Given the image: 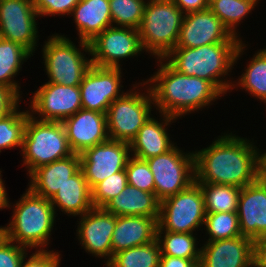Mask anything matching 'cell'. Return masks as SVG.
I'll list each match as a JSON object with an SVG mask.
<instances>
[{
    "label": "cell",
    "mask_w": 266,
    "mask_h": 267,
    "mask_svg": "<svg viewBox=\"0 0 266 267\" xmlns=\"http://www.w3.org/2000/svg\"><path fill=\"white\" fill-rule=\"evenodd\" d=\"M162 61L164 59H159L158 72L145 82L153 84L149 88L154 105L161 114L178 118L191 111L200 110L222 96L208 80L181 74Z\"/></svg>",
    "instance_id": "2"
},
{
    "label": "cell",
    "mask_w": 266,
    "mask_h": 267,
    "mask_svg": "<svg viewBox=\"0 0 266 267\" xmlns=\"http://www.w3.org/2000/svg\"><path fill=\"white\" fill-rule=\"evenodd\" d=\"M92 65L120 68L119 59L137 56L143 51L138 29L108 27L89 42Z\"/></svg>",
    "instance_id": "11"
},
{
    "label": "cell",
    "mask_w": 266,
    "mask_h": 267,
    "mask_svg": "<svg viewBox=\"0 0 266 267\" xmlns=\"http://www.w3.org/2000/svg\"><path fill=\"white\" fill-rule=\"evenodd\" d=\"M125 170L129 185L146 192L155 193L154 176L145 160L130 157Z\"/></svg>",
    "instance_id": "37"
},
{
    "label": "cell",
    "mask_w": 266,
    "mask_h": 267,
    "mask_svg": "<svg viewBox=\"0 0 266 267\" xmlns=\"http://www.w3.org/2000/svg\"><path fill=\"white\" fill-rule=\"evenodd\" d=\"M38 13L33 0H0V38L35 51Z\"/></svg>",
    "instance_id": "13"
},
{
    "label": "cell",
    "mask_w": 266,
    "mask_h": 267,
    "mask_svg": "<svg viewBox=\"0 0 266 267\" xmlns=\"http://www.w3.org/2000/svg\"><path fill=\"white\" fill-rule=\"evenodd\" d=\"M116 216L103 208L93 207L81 216L77 234L86 252L96 257H105L106 265L112 259V235ZM107 256V258H106Z\"/></svg>",
    "instance_id": "17"
},
{
    "label": "cell",
    "mask_w": 266,
    "mask_h": 267,
    "mask_svg": "<svg viewBox=\"0 0 266 267\" xmlns=\"http://www.w3.org/2000/svg\"><path fill=\"white\" fill-rule=\"evenodd\" d=\"M204 196L200 184L194 181L186 189L160 202L157 234L163 231L193 233L204 224Z\"/></svg>",
    "instance_id": "7"
},
{
    "label": "cell",
    "mask_w": 266,
    "mask_h": 267,
    "mask_svg": "<svg viewBox=\"0 0 266 267\" xmlns=\"http://www.w3.org/2000/svg\"><path fill=\"white\" fill-rule=\"evenodd\" d=\"M204 225L210 236L208 241L242 236L237 212L206 213Z\"/></svg>",
    "instance_id": "34"
},
{
    "label": "cell",
    "mask_w": 266,
    "mask_h": 267,
    "mask_svg": "<svg viewBox=\"0 0 266 267\" xmlns=\"http://www.w3.org/2000/svg\"><path fill=\"white\" fill-rule=\"evenodd\" d=\"M145 4L144 0H109L112 26L117 24L120 27L138 29L143 19Z\"/></svg>",
    "instance_id": "35"
},
{
    "label": "cell",
    "mask_w": 266,
    "mask_h": 267,
    "mask_svg": "<svg viewBox=\"0 0 266 267\" xmlns=\"http://www.w3.org/2000/svg\"><path fill=\"white\" fill-rule=\"evenodd\" d=\"M30 114L27 110L19 112L16 107L0 119V152L1 149L17 146L22 149L25 125Z\"/></svg>",
    "instance_id": "33"
},
{
    "label": "cell",
    "mask_w": 266,
    "mask_h": 267,
    "mask_svg": "<svg viewBox=\"0 0 266 267\" xmlns=\"http://www.w3.org/2000/svg\"><path fill=\"white\" fill-rule=\"evenodd\" d=\"M62 123L73 153L81 154L109 139L105 113L80 109Z\"/></svg>",
    "instance_id": "19"
},
{
    "label": "cell",
    "mask_w": 266,
    "mask_h": 267,
    "mask_svg": "<svg viewBox=\"0 0 266 267\" xmlns=\"http://www.w3.org/2000/svg\"><path fill=\"white\" fill-rule=\"evenodd\" d=\"M102 208L115 216L159 218L160 201L155 193L128 184L118 196L109 200Z\"/></svg>",
    "instance_id": "25"
},
{
    "label": "cell",
    "mask_w": 266,
    "mask_h": 267,
    "mask_svg": "<svg viewBox=\"0 0 266 267\" xmlns=\"http://www.w3.org/2000/svg\"><path fill=\"white\" fill-rule=\"evenodd\" d=\"M238 86L266 103V49L254 55L247 69L239 78Z\"/></svg>",
    "instance_id": "32"
},
{
    "label": "cell",
    "mask_w": 266,
    "mask_h": 267,
    "mask_svg": "<svg viewBox=\"0 0 266 267\" xmlns=\"http://www.w3.org/2000/svg\"><path fill=\"white\" fill-rule=\"evenodd\" d=\"M31 55L21 44L0 38V85L12 89L19 97L20 87L13 78Z\"/></svg>",
    "instance_id": "27"
},
{
    "label": "cell",
    "mask_w": 266,
    "mask_h": 267,
    "mask_svg": "<svg viewBox=\"0 0 266 267\" xmlns=\"http://www.w3.org/2000/svg\"><path fill=\"white\" fill-rule=\"evenodd\" d=\"M237 215L242 236L253 241L266 236V178L241 188Z\"/></svg>",
    "instance_id": "18"
},
{
    "label": "cell",
    "mask_w": 266,
    "mask_h": 267,
    "mask_svg": "<svg viewBox=\"0 0 266 267\" xmlns=\"http://www.w3.org/2000/svg\"><path fill=\"white\" fill-rule=\"evenodd\" d=\"M121 68L91 65L80 83L82 109L105 113L121 97Z\"/></svg>",
    "instance_id": "15"
},
{
    "label": "cell",
    "mask_w": 266,
    "mask_h": 267,
    "mask_svg": "<svg viewBox=\"0 0 266 267\" xmlns=\"http://www.w3.org/2000/svg\"><path fill=\"white\" fill-rule=\"evenodd\" d=\"M259 0H212L209 9L221 20L232 36L238 37L235 31L239 25L254 9Z\"/></svg>",
    "instance_id": "30"
},
{
    "label": "cell",
    "mask_w": 266,
    "mask_h": 267,
    "mask_svg": "<svg viewBox=\"0 0 266 267\" xmlns=\"http://www.w3.org/2000/svg\"><path fill=\"white\" fill-rule=\"evenodd\" d=\"M161 249L156 240L129 249L117 252L113 255L107 267H159Z\"/></svg>",
    "instance_id": "28"
},
{
    "label": "cell",
    "mask_w": 266,
    "mask_h": 267,
    "mask_svg": "<svg viewBox=\"0 0 266 267\" xmlns=\"http://www.w3.org/2000/svg\"><path fill=\"white\" fill-rule=\"evenodd\" d=\"M34 117L31 113L27 118L22 144L23 162L29 174L39 166L73 154L62 122L41 121Z\"/></svg>",
    "instance_id": "6"
},
{
    "label": "cell",
    "mask_w": 266,
    "mask_h": 267,
    "mask_svg": "<svg viewBox=\"0 0 266 267\" xmlns=\"http://www.w3.org/2000/svg\"><path fill=\"white\" fill-rule=\"evenodd\" d=\"M52 206L59 207L62 212L82 216L93 208L91 189L80 168L50 199Z\"/></svg>",
    "instance_id": "26"
},
{
    "label": "cell",
    "mask_w": 266,
    "mask_h": 267,
    "mask_svg": "<svg viewBox=\"0 0 266 267\" xmlns=\"http://www.w3.org/2000/svg\"><path fill=\"white\" fill-rule=\"evenodd\" d=\"M206 213L237 212L241 188L232 185L200 184Z\"/></svg>",
    "instance_id": "29"
},
{
    "label": "cell",
    "mask_w": 266,
    "mask_h": 267,
    "mask_svg": "<svg viewBox=\"0 0 266 267\" xmlns=\"http://www.w3.org/2000/svg\"><path fill=\"white\" fill-rule=\"evenodd\" d=\"M43 46L48 83L79 86L92 65L91 59L84 57L69 38L59 34L53 35Z\"/></svg>",
    "instance_id": "8"
},
{
    "label": "cell",
    "mask_w": 266,
    "mask_h": 267,
    "mask_svg": "<svg viewBox=\"0 0 266 267\" xmlns=\"http://www.w3.org/2000/svg\"><path fill=\"white\" fill-rule=\"evenodd\" d=\"M19 100L12 89L0 85V106H18Z\"/></svg>",
    "instance_id": "44"
},
{
    "label": "cell",
    "mask_w": 266,
    "mask_h": 267,
    "mask_svg": "<svg viewBox=\"0 0 266 267\" xmlns=\"http://www.w3.org/2000/svg\"><path fill=\"white\" fill-rule=\"evenodd\" d=\"M253 267H266V236L254 240Z\"/></svg>",
    "instance_id": "41"
},
{
    "label": "cell",
    "mask_w": 266,
    "mask_h": 267,
    "mask_svg": "<svg viewBox=\"0 0 266 267\" xmlns=\"http://www.w3.org/2000/svg\"><path fill=\"white\" fill-rule=\"evenodd\" d=\"M129 92L114 100L106 112L109 139L130 143L151 115L154 101L150 88L148 95Z\"/></svg>",
    "instance_id": "9"
},
{
    "label": "cell",
    "mask_w": 266,
    "mask_h": 267,
    "mask_svg": "<svg viewBox=\"0 0 266 267\" xmlns=\"http://www.w3.org/2000/svg\"><path fill=\"white\" fill-rule=\"evenodd\" d=\"M31 111L41 121L63 122L82 109L80 87L45 83L33 95Z\"/></svg>",
    "instance_id": "16"
},
{
    "label": "cell",
    "mask_w": 266,
    "mask_h": 267,
    "mask_svg": "<svg viewBox=\"0 0 266 267\" xmlns=\"http://www.w3.org/2000/svg\"><path fill=\"white\" fill-rule=\"evenodd\" d=\"M261 161V176L266 178V153L260 154Z\"/></svg>",
    "instance_id": "46"
},
{
    "label": "cell",
    "mask_w": 266,
    "mask_h": 267,
    "mask_svg": "<svg viewBox=\"0 0 266 267\" xmlns=\"http://www.w3.org/2000/svg\"><path fill=\"white\" fill-rule=\"evenodd\" d=\"M60 254L50 250H37L25 261L23 258L19 267H58L60 266Z\"/></svg>",
    "instance_id": "40"
},
{
    "label": "cell",
    "mask_w": 266,
    "mask_h": 267,
    "mask_svg": "<svg viewBox=\"0 0 266 267\" xmlns=\"http://www.w3.org/2000/svg\"><path fill=\"white\" fill-rule=\"evenodd\" d=\"M39 16L70 15L80 0H33Z\"/></svg>",
    "instance_id": "39"
},
{
    "label": "cell",
    "mask_w": 266,
    "mask_h": 267,
    "mask_svg": "<svg viewBox=\"0 0 266 267\" xmlns=\"http://www.w3.org/2000/svg\"><path fill=\"white\" fill-rule=\"evenodd\" d=\"M128 185L126 170L117 172L91 190L93 207L102 208L109 200L118 196Z\"/></svg>",
    "instance_id": "36"
},
{
    "label": "cell",
    "mask_w": 266,
    "mask_h": 267,
    "mask_svg": "<svg viewBox=\"0 0 266 267\" xmlns=\"http://www.w3.org/2000/svg\"><path fill=\"white\" fill-rule=\"evenodd\" d=\"M159 267H198L191 259L161 255Z\"/></svg>",
    "instance_id": "43"
},
{
    "label": "cell",
    "mask_w": 266,
    "mask_h": 267,
    "mask_svg": "<svg viewBox=\"0 0 266 267\" xmlns=\"http://www.w3.org/2000/svg\"><path fill=\"white\" fill-rule=\"evenodd\" d=\"M1 172L0 171V209L2 208H6V207H10V204H9V199H7V193H6V189H5V185L3 183V180L1 178Z\"/></svg>",
    "instance_id": "45"
},
{
    "label": "cell",
    "mask_w": 266,
    "mask_h": 267,
    "mask_svg": "<svg viewBox=\"0 0 266 267\" xmlns=\"http://www.w3.org/2000/svg\"><path fill=\"white\" fill-rule=\"evenodd\" d=\"M138 28L143 50L164 59L179 38L184 13L173 0H149Z\"/></svg>",
    "instance_id": "5"
},
{
    "label": "cell",
    "mask_w": 266,
    "mask_h": 267,
    "mask_svg": "<svg viewBox=\"0 0 266 267\" xmlns=\"http://www.w3.org/2000/svg\"><path fill=\"white\" fill-rule=\"evenodd\" d=\"M13 244L3 234L0 235V267H19L22 259H26L27 249Z\"/></svg>",
    "instance_id": "38"
},
{
    "label": "cell",
    "mask_w": 266,
    "mask_h": 267,
    "mask_svg": "<svg viewBox=\"0 0 266 267\" xmlns=\"http://www.w3.org/2000/svg\"><path fill=\"white\" fill-rule=\"evenodd\" d=\"M219 137L194 153L195 181L239 188L256 181L261 176V161L254 143L232 133Z\"/></svg>",
    "instance_id": "1"
},
{
    "label": "cell",
    "mask_w": 266,
    "mask_h": 267,
    "mask_svg": "<svg viewBox=\"0 0 266 267\" xmlns=\"http://www.w3.org/2000/svg\"><path fill=\"white\" fill-rule=\"evenodd\" d=\"M158 218L116 216L113 231L112 258L119 251L148 244L157 239Z\"/></svg>",
    "instance_id": "23"
},
{
    "label": "cell",
    "mask_w": 266,
    "mask_h": 267,
    "mask_svg": "<svg viewBox=\"0 0 266 267\" xmlns=\"http://www.w3.org/2000/svg\"><path fill=\"white\" fill-rule=\"evenodd\" d=\"M198 267H252L254 241L245 236L208 241L200 249Z\"/></svg>",
    "instance_id": "20"
},
{
    "label": "cell",
    "mask_w": 266,
    "mask_h": 267,
    "mask_svg": "<svg viewBox=\"0 0 266 267\" xmlns=\"http://www.w3.org/2000/svg\"><path fill=\"white\" fill-rule=\"evenodd\" d=\"M80 169V154L39 166L30 175L29 190L40 197L51 199L57 191Z\"/></svg>",
    "instance_id": "21"
},
{
    "label": "cell",
    "mask_w": 266,
    "mask_h": 267,
    "mask_svg": "<svg viewBox=\"0 0 266 267\" xmlns=\"http://www.w3.org/2000/svg\"><path fill=\"white\" fill-rule=\"evenodd\" d=\"M129 154V143L112 139L84 150L80 154V168L89 188L92 190L111 175L125 170Z\"/></svg>",
    "instance_id": "12"
},
{
    "label": "cell",
    "mask_w": 266,
    "mask_h": 267,
    "mask_svg": "<svg viewBox=\"0 0 266 267\" xmlns=\"http://www.w3.org/2000/svg\"><path fill=\"white\" fill-rule=\"evenodd\" d=\"M164 233V239H161V234H157L161 255L191 259L199 266L201 250L196 249V238L193 233L169 231Z\"/></svg>",
    "instance_id": "31"
},
{
    "label": "cell",
    "mask_w": 266,
    "mask_h": 267,
    "mask_svg": "<svg viewBox=\"0 0 266 267\" xmlns=\"http://www.w3.org/2000/svg\"><path fill=\"white\" fill-rule=\"evenodd\" d=\"M164 122H158L149 117L144 125L139 129L136 136L129 143L130 151L134 152L131 156L141 160L164 154L171 150L175 145L170 141L167 128L172 120L176 118L162 114ZM166 128V129H165Z\"/></svg>",
    "instance_id": "24"
},
{
    "label": "cell",
    "mask_w": 266,
    "mask_h": 267,
    "mask_svg": "<svg viewBox=\"0 0 266 267\" xmlns=\"http://www.w3.org/2000/svg\"><path fill=\"white\" fill-rule=\"evenodd\" d=\"M14 207L12 221L7 227H2V234L27 249L39 246V250H44L56 214L50 199L35 195L27 189Z\"/></svg>",
    "instance_id": "4"
},
{
    "label": "cell",
    "mask_w": 266,
    "mask_h": 267,
    "mask_svg": "<svg viewBox=\"0 0 266 267\" xmlns=\"http://www.w3.org/2000/svg\"><path fill=\"white\" fill-rule=\"evenodd\" d=\"M182 152L174 146L164 154L145 160L154 176L155 196L160 202L195 181L194 152Z\"/></svg>",
    "instance_id": "10"
},
{
    "label": "cell",
    "mask_w": 266,
    "mask_h": 267,
    "mask_svg": "<svg viewBox=\"0 0 266 267\" xmlns=\"http://www.w3.org/2000/svg\"><path fill=\"white\" fill-rule=\"evenodd\" d=\"M209 9L186 13L175 48H197L215 43H240Z\"/></svg>",
    "instance_id": "14"
},
{
    "label": "cell",
    "mask_w": 266,
    "mask_h": 267,
    "mask_svg": "<svg viewBox=\"0 0 266 267\" xmlns=\"http://www.w3.org/2000/svg\"><path fill=\"white\" fill-rule=\"evenodd\" d=\"M18 106H0V119Z\"/></svg>",
    "instance_id": "47"
},
{
    "label": "cell",
    "mask_w": 266,
    "mask_h": 267,
    "mask_svg": "<svg viewBox=\"0 0 266 267\" xmlns=\"http://www.w3.org/2000/svg\"><path fill=\"white\" fill-rule=\"evenodd\" d=\"M173 1L184 14L201 11L209 8V3L207 0H173Z\"/></svg>",
    "instance_id": "42"
},
{
    "label": "cell",
    "mask_w": 266,
    "mask_h": 267,
    "mask_svg": "<svg viewBox=\"0 0 266 267\" xmlns=\"http://www.w3.org/2000/svg\"><path fill=\"white\" fill-rule=\"evenodd\" d=\"M72 14L79 32L80 46L89 54V42L112 26L109 0H80Z\"/></svg>",
    "instance_id": "22"
},
{
    "label": "cell",
    "mask_w": 266,
    "mask_h": 267,
    "mask_svg": "<svg viewBox=\"0 0 266 267\" xmlns=\"http://www.w3.org/2000/svg\"><path fill=\"white\" fill-rule=\"evenodd\" d=\"M242 44L241 41L240 43H215L197 48H174L164 61L181 74L208 80L222 94H225L229 89H233L235 84L225 80L223 82L220 77L223 75L225 77L237 63L245 47Z\"/></svg>",
    "instance_id": "3"
}]
</instances>
